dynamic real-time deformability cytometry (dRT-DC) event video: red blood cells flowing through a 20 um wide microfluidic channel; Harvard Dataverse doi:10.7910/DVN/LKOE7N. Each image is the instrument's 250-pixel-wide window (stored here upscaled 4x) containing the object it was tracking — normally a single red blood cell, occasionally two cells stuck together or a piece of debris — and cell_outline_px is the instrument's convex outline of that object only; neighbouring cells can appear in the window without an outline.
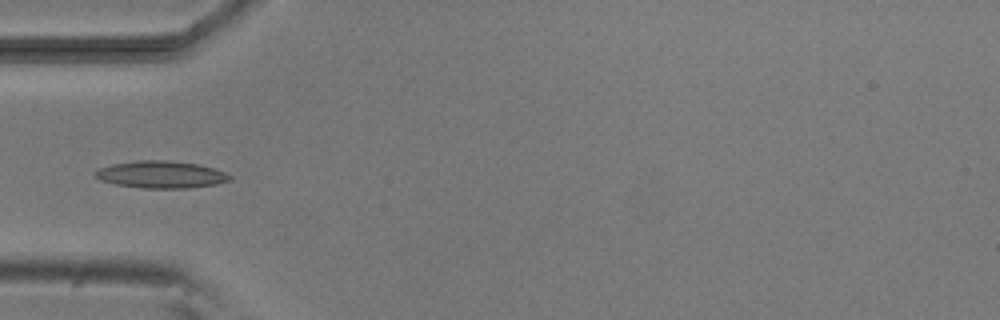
{"species": "common noctule bat (a hibernating species)", "species_latin": "Nyctalus noctula", "temperature_condition": "room temperature", "stored_images_in_passage": 4, "camera_frame_rate_fps": 3000, "um_per_image_px": 0.085, "animal": {"sex": "male", "body_mass_g": 20.5, "forearm_length_mm": 52.5}, "frame": {"image": 1, "passage_image": 4, "time_ms": 3.333, "image_size_px": [1000, 320], "cell_outline_px": [[232, 180], [216, 184], [188, 188], [140, 188], [116, 184], [100, 180], [92, 172], [100, 168], [112, 164], [136, 160], [172, 160], [200, 164], [224, 172], [232, 176]], "centroid_in_image_um": [13.69, 14.83], "position_along_channel_um": 71.3, "area_um2": 21.44}}